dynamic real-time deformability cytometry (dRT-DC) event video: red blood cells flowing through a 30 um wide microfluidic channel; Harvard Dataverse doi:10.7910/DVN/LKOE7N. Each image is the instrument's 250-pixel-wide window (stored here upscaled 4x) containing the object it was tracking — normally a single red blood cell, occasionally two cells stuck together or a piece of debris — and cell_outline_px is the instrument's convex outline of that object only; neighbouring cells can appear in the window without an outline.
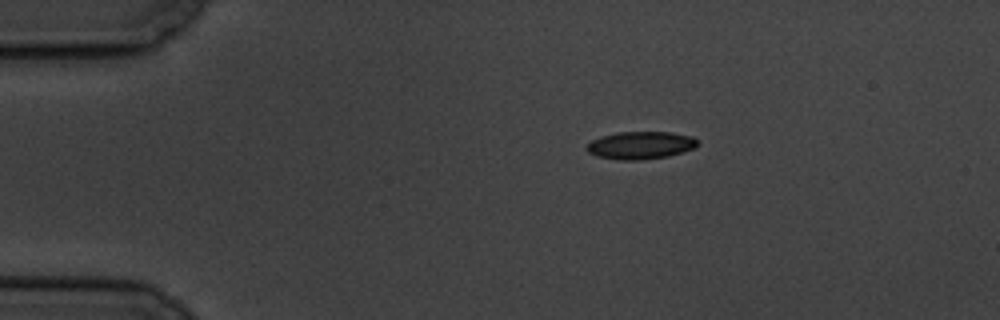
{"species": "common noctule bat (a hibernating species)", "species_latin": "Nyctalus noctula", "temperature_condition": "cold", "stored_images_in_passage": 4, "camera_frame_rate_fps": 3000, "um_per_image_px": 0.085, "animal": {"sex": "male", "body_mass_g": 19.5, "forearm_length_mm": 54.6}, "frame": {"image": 1, "passage_image": 1, "time_ms": 0.0, "image_size_px": [1000, 320], "cell_outline_px": [[696, 144], [692, 148], [684, 152], [668, 156], [640, 160], [620, 160], [596, 156], [588, 152], [584, 148], [592, 140], [600, 136], [616, 132], [672, 132], [692, 136], [696, 140]], "centroid_in_image_um": [54.4, 12.34], "position_along_channel_um": 30.6, "area_um2": 17.86}}
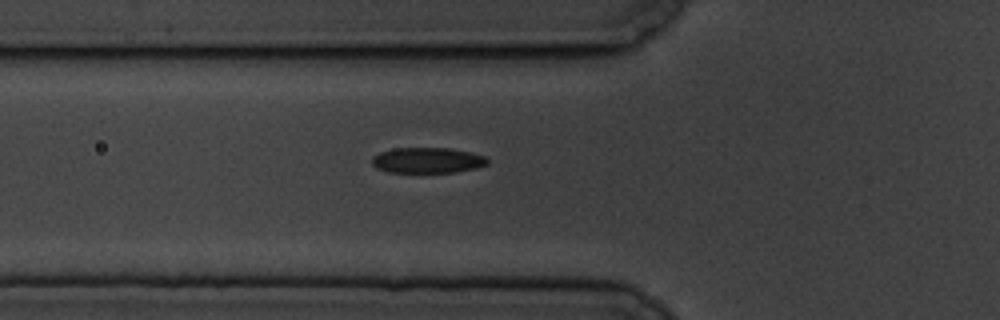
{"frame": {"image": 2, "passage_image": 4, "time_ms": 3.333, "image_size_px": [1000, 320], "cell_outline_px": [[488, 164], [476, 168], [456, 172], [388, 172], [376, 168], [372, 164], [372, 156], [380, 152], [392, 148], [448, 148], [472, 152], [484, 156], [488, 160]], "centroid_in_image_um": [36.32, 13.62], "position_along_channel_um": 89.5, "area_um2": 17.28}}